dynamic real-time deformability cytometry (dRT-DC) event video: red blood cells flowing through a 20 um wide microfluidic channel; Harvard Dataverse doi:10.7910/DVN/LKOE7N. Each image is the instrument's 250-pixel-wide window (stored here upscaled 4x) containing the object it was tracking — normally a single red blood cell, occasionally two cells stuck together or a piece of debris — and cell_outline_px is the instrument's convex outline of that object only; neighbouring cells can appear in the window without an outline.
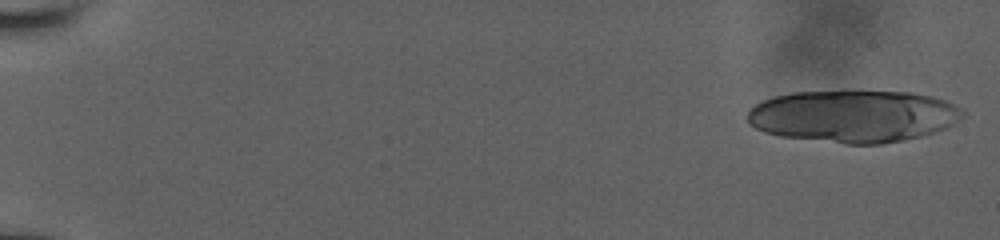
{"species": "human", "species_latin": "Homo sapiens", "temperature_condition": "room temperature", "stored_images_in_passage": 21, "camera_frame_rate_fps": 3000, "um_per_image_px": 0.085, "donor": {"sex": "male"}, "frame": {"image": 1, "passage_image": 2, "time_ms": 0.333, "image_size_px": [1000, 240], "cell_outline_px": [[964, 116], [952, 124], [944, 128], [920, 136], [904, 140], [880, 144], [844, 144], [780, 136], [764, 132], [748, 124], [748, 112], [756, 104], [764, 100], [776, 96], [792, 92], [908, 92], [928, 96], [944, 100], [960, 108], [964, 112]], "centroid_in_image_um": [72.51, 9.89], "position_along_channel_um": 12.5, "area_um2": 64.91}}